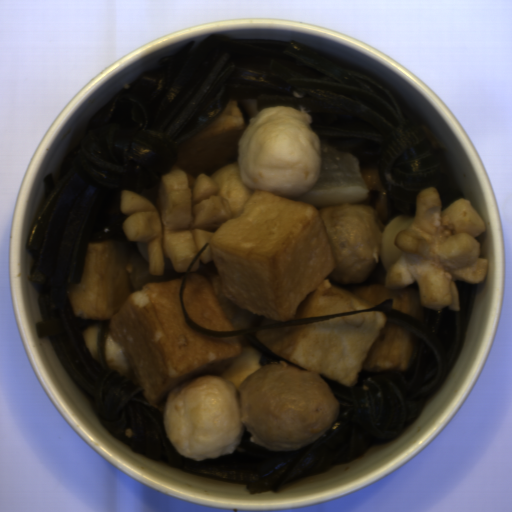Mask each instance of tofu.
<instances>
[{"label": "tofu", "mask_w": 512, "mask_h": 512, "mask_svg": "<svg viewBox=\"0 0 512 512\" xmlns=\"http://www.w3.org/2000/svg\"><path fill=\"white\" fill-rule=\"evenodd\" d=\"M367 197L357 158L326 142L320 143V168L312 189L294 199L310 203L321 213L327 206L355 205Z\"/></svg>", "instance_id": "1"}]
</instances>
